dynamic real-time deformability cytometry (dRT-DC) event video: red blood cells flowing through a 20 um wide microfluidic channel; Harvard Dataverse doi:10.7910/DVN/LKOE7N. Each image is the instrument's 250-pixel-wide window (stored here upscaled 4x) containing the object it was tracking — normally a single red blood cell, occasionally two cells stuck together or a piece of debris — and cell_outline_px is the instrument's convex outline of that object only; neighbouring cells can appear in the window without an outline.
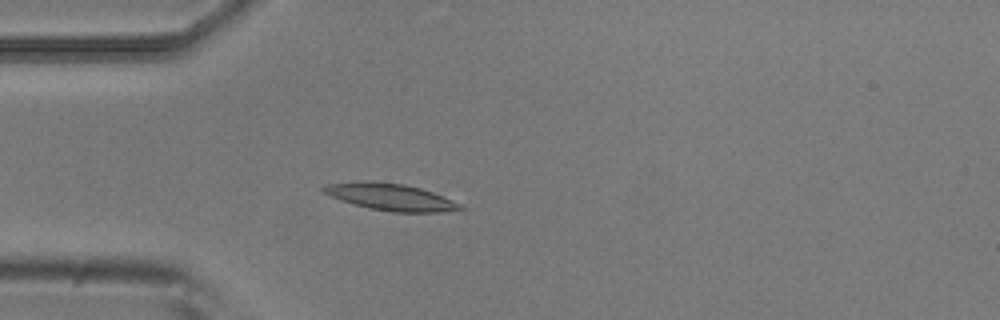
{"species": "common noctule bat (a hibernating species)", "species_latin": "Nyctalus noctula", "temperature_condition": "room temperature", "stored_images_in_passage": 2, "camera_frame_rate_fps": 3000, "um_per_image_px": 0.085, "animal": {"sex": "male", "body_mass_g": 20.5, "forearm_length_mm": 52.5}, "frame": {"image": 1, "passage_image": 2, "time_ms": 0.333, "image_size_px": [1000, 320], "cell_outline_px": [[468, 208], [440, 212], [392, 212], [368, 208], [340, 200], [320, 192], [320, 188], [328, 184], [360, 180], [368, 180], [404, 184], [420, 188], [444, 196], [464, 204]], "centroid_in_image_um": [33.2, 16.74], "position_along_channel_um": 51.8, "area_um2": 21.79}}